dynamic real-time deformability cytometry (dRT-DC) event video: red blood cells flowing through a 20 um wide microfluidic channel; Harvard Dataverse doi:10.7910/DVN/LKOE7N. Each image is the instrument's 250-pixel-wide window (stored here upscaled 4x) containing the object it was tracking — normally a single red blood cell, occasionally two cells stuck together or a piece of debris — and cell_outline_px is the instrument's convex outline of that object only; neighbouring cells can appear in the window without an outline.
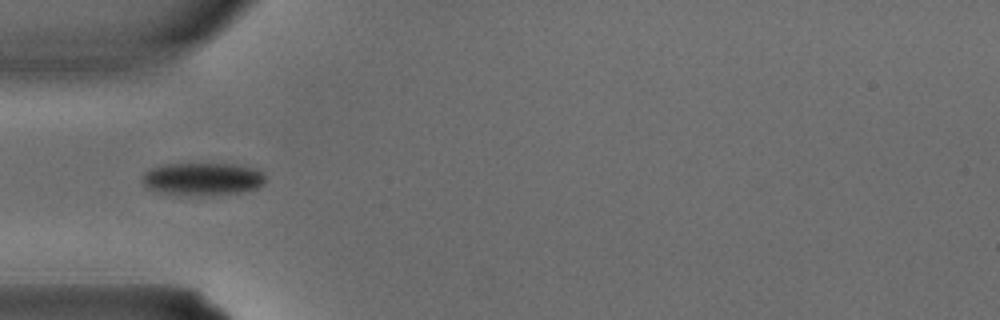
{"species": "common noctule bat (a hibernating species)", "species_latin": "Nyctalus noctula", "temperature_condition": "warm", "stored_images_in_passage": 2, "camera_frame_rate_fps": 3000, "um_per_image_px": 0.085, "animal": {"sex": "male", "body_mass_g": 15.6}, "frame": {"image": 1, "passage_image": 2, "time_ms": 0.333, "image_size_px": [1000, 320], "cell_outline_px": [[264, 184], [256, 188], [240, 192], [160, 192], [148, 188], [140, 180], [140, 176], [144, 172], [160, 164], [240, 164], [256, 168], [264, 172]], "centroid_in_image_um": [17.22, 15.13], "position_along_channel_um": 67.8, "area_um2": 22.54}}